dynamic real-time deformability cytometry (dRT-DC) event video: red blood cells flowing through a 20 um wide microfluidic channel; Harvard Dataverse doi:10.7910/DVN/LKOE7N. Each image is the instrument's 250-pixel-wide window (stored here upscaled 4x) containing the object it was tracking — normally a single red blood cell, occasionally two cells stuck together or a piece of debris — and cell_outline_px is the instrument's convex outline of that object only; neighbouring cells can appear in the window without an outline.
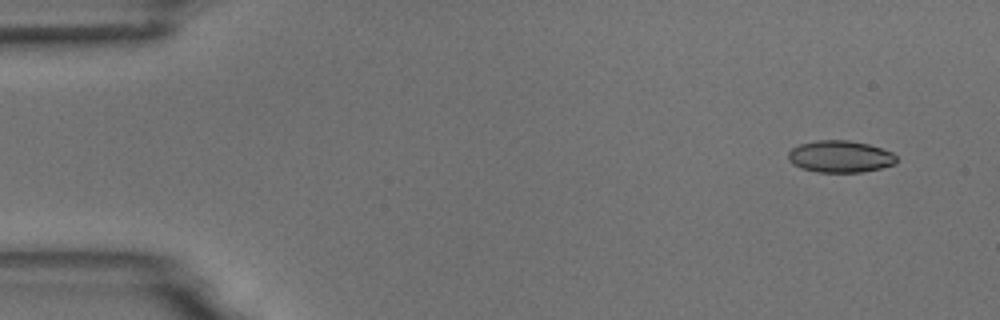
{"species": "common noctule bat (a hibernating species)", "species_latin": "Nyctalus noctula", "temperature_condition": "room temperature", "stored_images_in_passage": 6, "camera_frame_rate_fps": 3000, "um_per_image_px": 0.085, "animal": {"sex": "male", "body_mass_g": 18.8}, "frame": {"image": 1, "passage_image": 1, "time_ms": 0.0, "image_size_px": [1000, 320], "cell_outline_px": [[896, 164], [864, 172], [816, 172], [800, 168], [792, 164], [788, 160], [788, 152], [792, 148], [800, 144], [816, 140], [848, 140], [868, 144], [892, 152], [896, 156]], "centroid_in_image_um": [71.39, 13.31], "position_along_channel_um": 13.6, "area_um2": 20.23}}
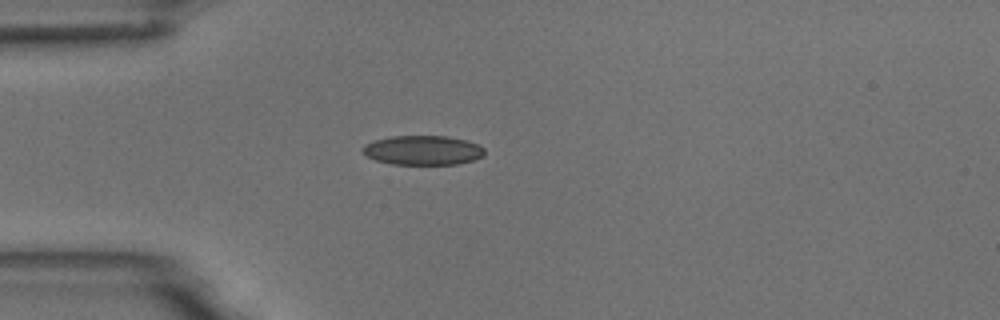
{"frame": {"image": 2, "passage_image": 4, "time_ms": 3.667, "image_size_px": [1000, 320], "cell_outline_px": [[484, 156], [476, 160], [456, 164], [392, 164], [376, 160], [360, 152], [360, 148], [364, 144], [372, 140], [392, 136], [448, 136], [464, 140], [476, 144], [484, 148]], "centroid_in_image_um": [35.9, 12.77], "position_along_channel_um": 49.1, "area_um2": 21.04}}